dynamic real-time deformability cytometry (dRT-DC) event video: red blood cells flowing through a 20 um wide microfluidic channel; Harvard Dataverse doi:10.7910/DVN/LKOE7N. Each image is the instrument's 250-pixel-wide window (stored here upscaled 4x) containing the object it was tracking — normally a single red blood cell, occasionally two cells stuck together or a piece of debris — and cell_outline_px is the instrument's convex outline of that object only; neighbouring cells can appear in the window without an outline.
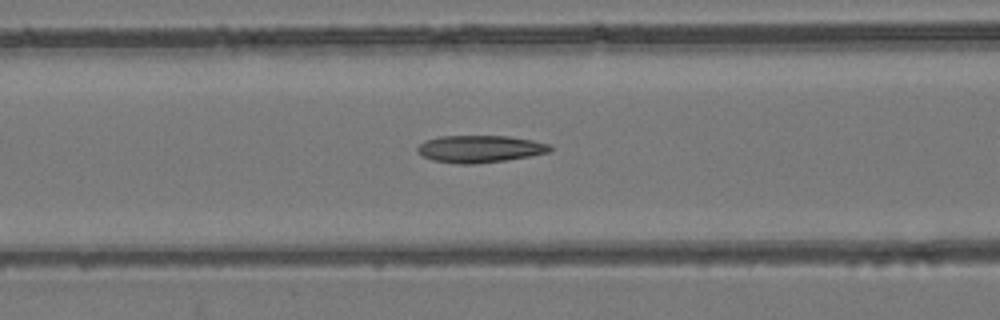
{"species": "common noctule bat (a hibernating species)", "species_latin": "Nyctalus noctula", "temperature_condition": "room temperature", "stored_images_in_passage": 55, "camera_frame_rate_fps": 3000, "um_per_image_px": 0.085, "animal": {"sex": "female", "body_mass_g": 24.6, "forearm_length_mm": 56.2}, "frame": {"image": 1, "passage_image": 23, "time_ms": 7.333, "image_size_px": [1000, 320], "cell_outline_px": [[552, 148], [548, 152], [508, 160], [472, 164], [460, 164], [432, 160], [424, 156], [416, 148], [424, 140], [440, 136], [508, 136], [532, 140], [548, 144]], "centroid_in_image_um": [40.77, 12.65], "position_along_channel_um": 125.8, "area_um2": 20.81}}
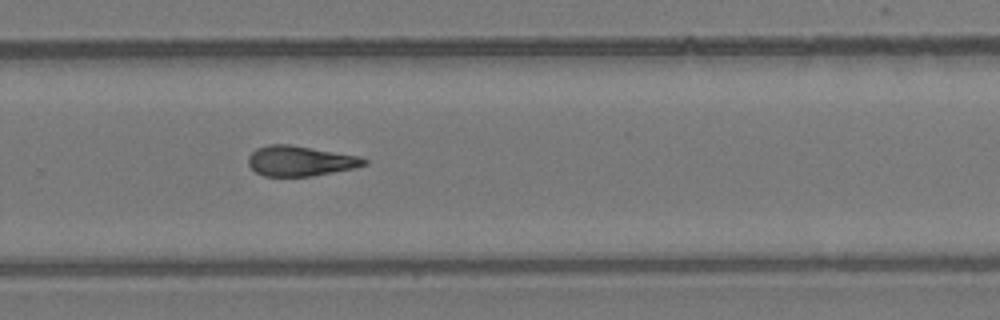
{"frame": {"image": 2, "passage_image": 37, "time_ms": 12.0, "image_size_px": [1000, 320], "cell_outline_px": [[368, 164], [356, 168], [312, 176], [264, 176], [256, 172], [248, 164], [248, 156], [256, 148], [268, 144], [288, 144], [360, 156], [368, 160]], "centroid_in_image_um": [25.53, 13.68], "position_along_channel_um": 304.3, "area_um2": 20.46}}
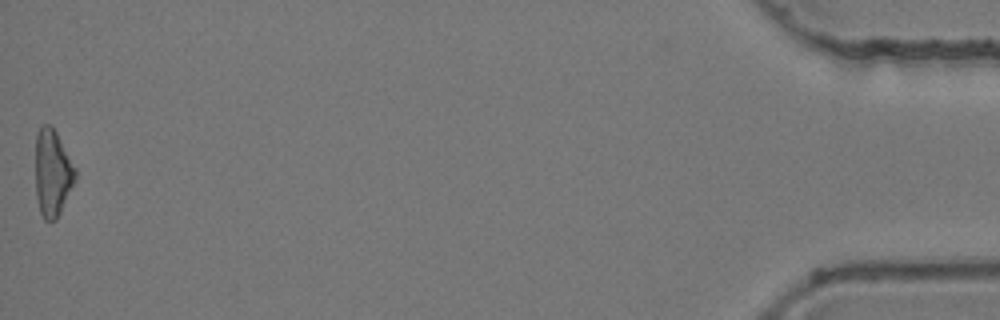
{"frame": {"image": 3, "passage_image": 55, "time_ms": 18.0, "image_size_px": [1000, 320], "cell_outline_px": [[76, 180], [56, 220], [44, 220], [40, 212], [36, 196], [36, 132], [40, 124], [48, 124], [56, 132], [76, 168]], "centroid_in_image_um": [4.46, 14.69], "position_along_channel_um": 430.7, "area_um2": 20.17}, "authors_computed_cell_mechanics": {"area_um2": 20.6924, "velocity_mm_per_s": 3.8385, "shape_relaxation_time_tau1_ms": null, "shape_relaxation_time_tau2_ms": 4.3679, "deformation_change_tau1": null, "deformation_change_tau2": 0.1322}}